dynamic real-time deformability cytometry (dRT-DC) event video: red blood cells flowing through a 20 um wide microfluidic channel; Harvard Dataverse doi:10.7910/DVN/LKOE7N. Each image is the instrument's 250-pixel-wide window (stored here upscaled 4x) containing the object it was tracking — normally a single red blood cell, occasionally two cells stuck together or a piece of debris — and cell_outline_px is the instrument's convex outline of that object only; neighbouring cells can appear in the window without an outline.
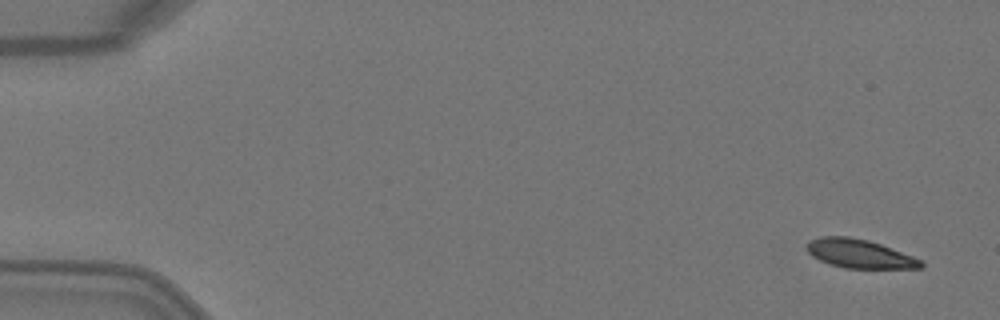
{"species": "Egyptian fruit bat (a non-hibernating species)", "species_latin": "Rousettus aegyptiacus", "temperature_condition": "warm", "stored_images_in_passage": 5, "camera_frame_rate_fps": 3000, "um_per_image_px": 0.085, "animal": {"sex": "female"}, "frame": {"image": 1, "passage_image": 1, "time_ms": 0.0, "image_size_px": [1000, 320], "cell_outline_px": [[924, 268], [844, 268], [820, 260], [812, 256], [808, 252], [808, 244], [812, 240], [820, 236], [848, 236], [868, 240], [880, 244], [924, 260]], "centroid_in_image_um": [73.11, 21.57], "position_along_channel_um": 11.9, "area_um2": 18.96}}